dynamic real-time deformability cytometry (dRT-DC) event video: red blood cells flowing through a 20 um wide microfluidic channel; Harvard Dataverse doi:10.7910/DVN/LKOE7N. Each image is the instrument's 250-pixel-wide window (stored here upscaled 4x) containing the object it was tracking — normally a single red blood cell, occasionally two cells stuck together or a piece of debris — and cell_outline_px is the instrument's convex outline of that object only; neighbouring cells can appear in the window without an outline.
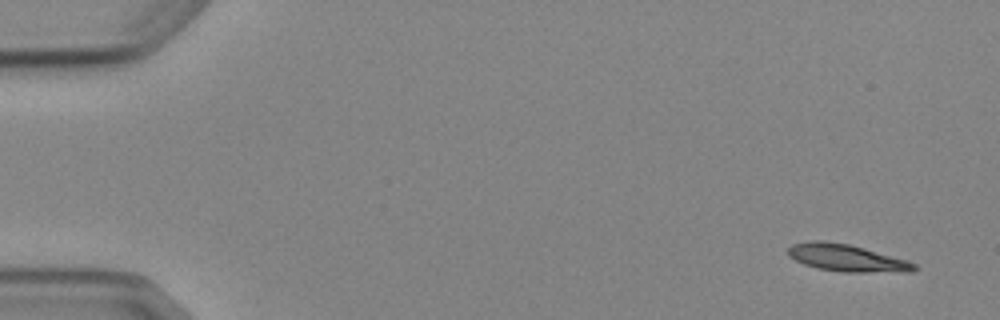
{"species": "Egyptian fruit bat (a non-hibernating species)", "species_latin": "Rousettus aegyptiacus", "temperature_condition": "cold", "stored_images_in_passage": 6, "camera_frame_rate_fps": 3000, "um_per_image_px": 0.085, "animal": {"sex": "female"}, "frame": {"image": 1, "passage_image": 1, "time_ms": 0.0, "image_size_px": [1000, 320], "cell_outline_px": [[916, 268], [912, 272], [844, 272], [816, 268], [804, 264], [788, 256], [788, 248], [792, 244], [812, 240], [824, 240], [848, 244], [864, 248], [908, 260], [916, 264]], "centroid_in_image_um": [71.97, 21.92], "position_along_channel_um": 13.0, "area_um2": 20.0}}
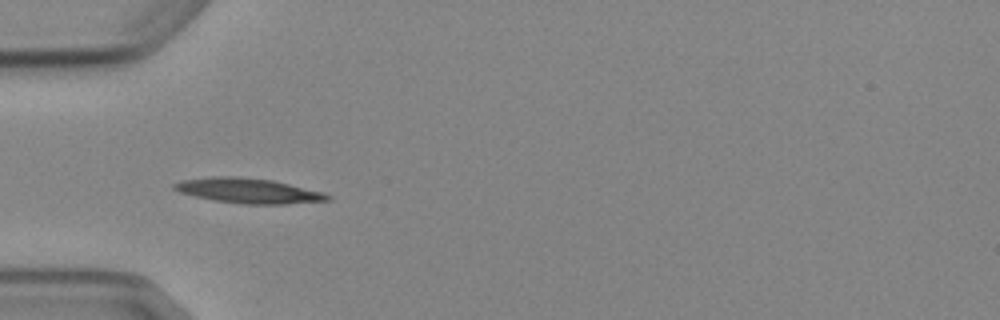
{"frame": {"image": 2, "passage_image": 5, "time_ms": 4.667, "image_size_px": [1000, 320], "cell_outline_px": [[332, 200], [284, 204], [244, 204], [216, 200], [196, 196], [180, 192], [172, 188], [172, 184], [180, 180], [212, 176], [236, 176], [272, 180], [324, 192], [332, 196]], "centroid_in_image_um": [21.13, 16.2], "position_along_channel_um": 63.9, "area_um2": 22.31}}
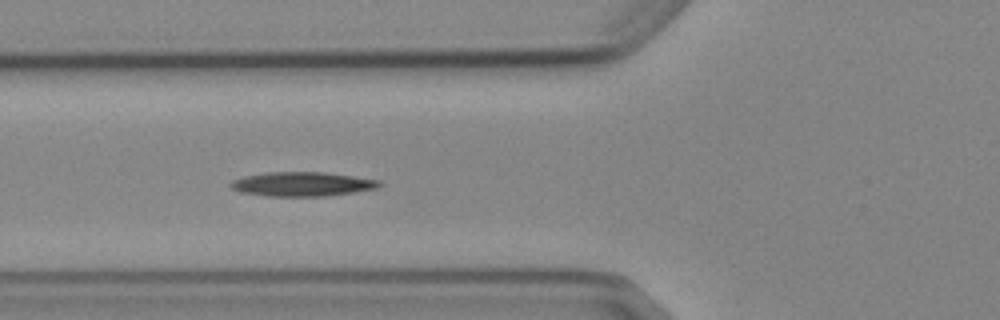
{"frame": {"image": 3, "passage_image": 6, "time_ms": 5.667, "image_size_px": [1000, 320], "cell_outline_px": [[384, 184], [380, 188], [324, 196], [268, 196], [240, 192], [232, 188], [228, 184], [232, 180], [244, 176], [268, 172], [324, 172], [380, 180]], "centroid_in_image_um": [25.7, 15.64], "position_along_channel_um": 100.1, "area_um2": 21.04}}